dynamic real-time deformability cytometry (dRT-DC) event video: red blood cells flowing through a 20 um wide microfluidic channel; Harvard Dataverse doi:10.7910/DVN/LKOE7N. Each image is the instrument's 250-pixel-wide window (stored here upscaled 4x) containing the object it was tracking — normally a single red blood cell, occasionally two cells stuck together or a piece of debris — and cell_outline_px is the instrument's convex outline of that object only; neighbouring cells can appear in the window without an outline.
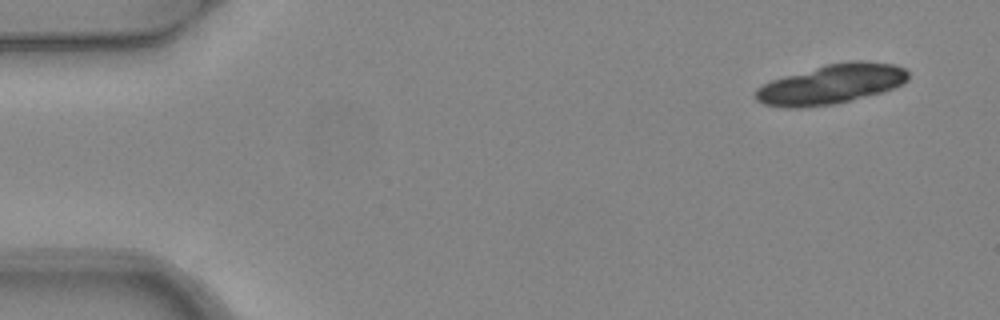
{"species": "common noctule bat (a hibernating species)", "species_latin": "Nyctalus noctula", "temperature_condition": "warm", "stored_images_in_passage": 6, "camera_frame_rate_fps": 3000, "um_per_image_px": 0.085, "animal": {"sex": "female", "body_mass_g": 24.6, "forearm_length_mm": 56.2}, "frame": {"image": 1, "passage_image": 1, "time_ms": 0.0, "image_size_px": [1000, 320], "cell_outline_px": [[908, 80], [904, 84], [880, 92], [832, 104], [800, 108], [784, 108], [764, 104], [756, 100], [756, 88], [772, 80], [784, 76], [824, 64], [848, 60], [864, 60], [892, 64], [904, 68], [908, 72]], "centroid_in_image_um": [70.65, 7.14], "position_along_channel_um": 14.3, "area_um2": 35.14}}
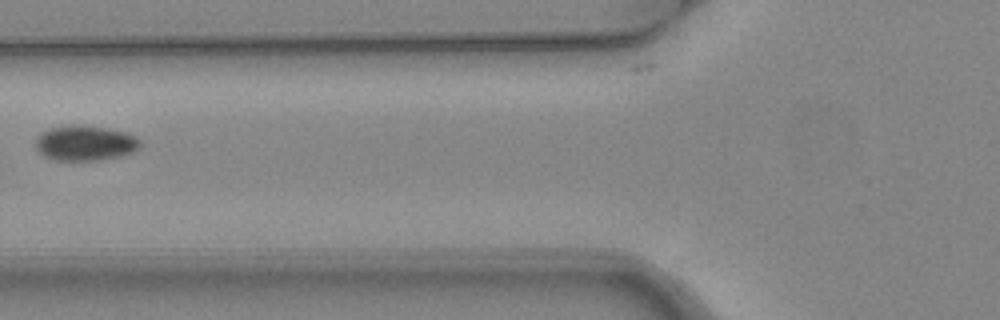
{"frame": {"image": 2, "passage_image": 6, "time_ms": 1.667, "image_size_px": [1000, 320], "cell_outline_px": [[140, 148], [132, 152], [120, 156], [100, 160], [52, 160], [44, 156], [36, 148], [36, 140], [40, 132], [52, 128], [72, 124], [84, 124], [128, 132], [136, 136], [140, 140]], "centroid_in_image_um": [7.25, 12.15], "position_along_channel_um": 118.5, "area_um2": 21.68}}